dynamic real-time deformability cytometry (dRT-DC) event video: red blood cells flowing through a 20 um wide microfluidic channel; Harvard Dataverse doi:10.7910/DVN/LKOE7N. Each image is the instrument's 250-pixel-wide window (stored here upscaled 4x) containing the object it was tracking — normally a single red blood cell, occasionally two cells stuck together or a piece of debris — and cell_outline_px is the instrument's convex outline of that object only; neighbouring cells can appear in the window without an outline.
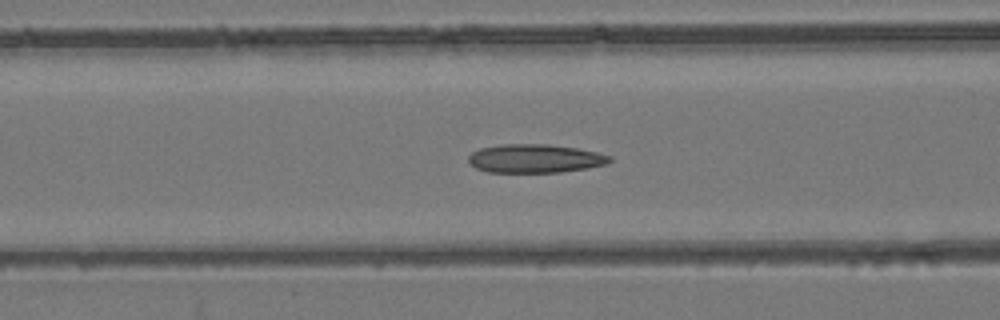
{"species": "common noctule bat (a hibernating species)", "species_latin": "Nyctalus noctula", "temperature_condition": "room temperature", "stored_images_in_passage": 53, "camera_frame_rate_fps": 3000, "um_per_image_px": 0.085, "animal": {"sex": "female", "body_mass_g": 24.6, "forearm_length_mm": 56.2}, "frame": {"image": 1, "passage_image": 21, "time_ms": 6.667, "image_size_px": [1000, 320], "cell_outline_px": [[612, 160], [608, 164], [588, 168], [560, 172], [488, 172], [476, 168], [468, 160], [468, 156], [472, 152], [480, 148], [504, 144], [548, 144], [576, 148], [596, 152], [612, 156]], "centroid_in_image_um": [45.5, 13.47], "position_along_channel_um": 121.1, "area_um2": 23.52}}
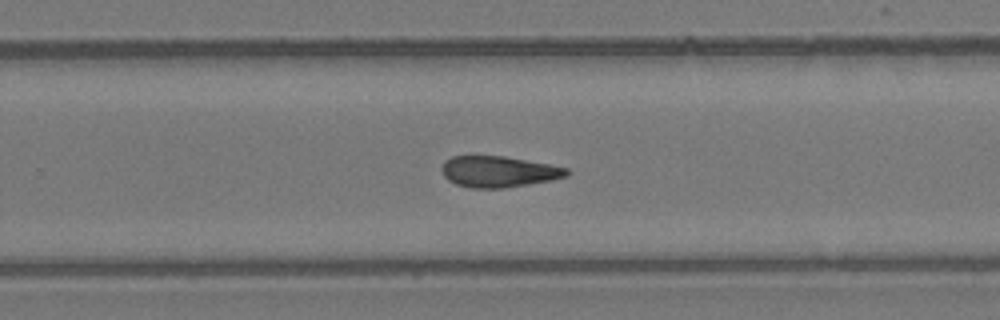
{"frame": {"image": 2, "passage_image": 34, "time_ms": 11.0, "image_size_px": [1000, 320], "cell_outline_px": [[568, 176], [552, 180], [504, 188], [472, 188], [456, 184], [448, 180], [444, 176], [440, 168], [444, 160], [452, 156], [504, 156], [548, 164], [568, 168]], "centroid_in_image_um": [42.35, 14.59], "position_along_channel_um": 287.5, "area_um2": 22.66}}
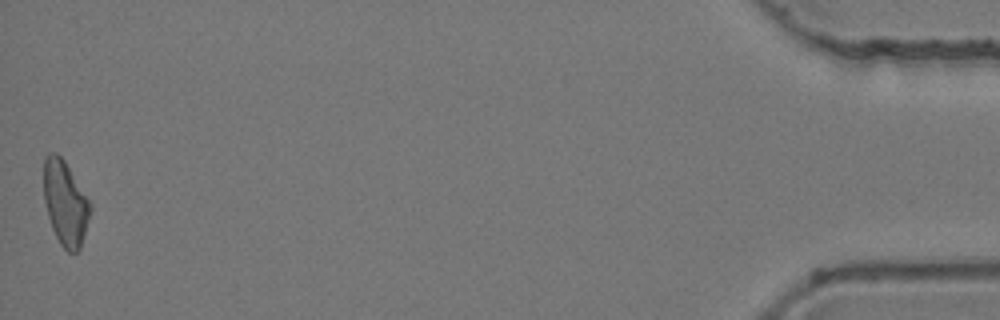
{"frame": {"image": 3, "passage_image": 53, "time_ms": 17.333, "image_size_px": [1000, 320], "cell_outline_px": [[92, 212], [80, 248], [76, 252], [68, 252], [60, 244], [52, 228], [48, 216], [44, 200], [44, 156], [48, 152], [56, 152], [64, 160], [92, 204]], "centroid_in_image_um": [5.56, 17.25], "position_along_channel_um": 429.6, "area_um2": 23.06}, "authors_computed_cell_mechanics": {"area_um2": 23.2356, "velocity_mm_per_s": 3.8544, "shape_relaxation_time_tau1_ms": null, "shape_relaxation_time_tau2_ms": 5.7827, "deformation_change_tau1": null, "deformation_change_tau2": 0.1397}}